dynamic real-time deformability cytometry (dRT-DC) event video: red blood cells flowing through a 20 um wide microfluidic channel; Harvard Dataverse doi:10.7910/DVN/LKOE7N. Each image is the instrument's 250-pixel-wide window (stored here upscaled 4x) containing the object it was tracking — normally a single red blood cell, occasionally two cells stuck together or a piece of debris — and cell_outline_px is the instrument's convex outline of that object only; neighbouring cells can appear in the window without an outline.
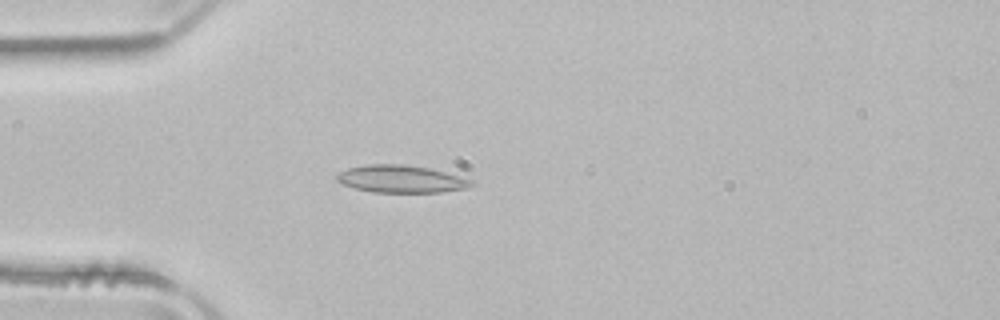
{"species": "common noctule bat (a hibernating species)", "species_latin": "Nyctalus noctula", "temperature_condition": "room temperature", "stored_images_in_passage": 50, "camera_frame_rate_fps": 3000, "um_per_image_px": 0.085, "animal": {"sex": "male", "body_mass_g": 21.5, "forearm_length_mm": 52.0}, "frame": {"image": 1, "passage_image": 13, "time_ms": 4.0, "image_size_px": [1000, 320], "cell_outline_px": [[472, 184], [468, 188], [440, 192], [372, 192], [340, 184], [336, 180], [336, 176], [340, 172], [348, 168], [364, 164], [400, 164], [428, 168], [444, 172], [472, 180]], "centroid_in_image_um": [34.03, 15.21], "position_along_channel_um": 51.0, "area_um2": 21.33}}
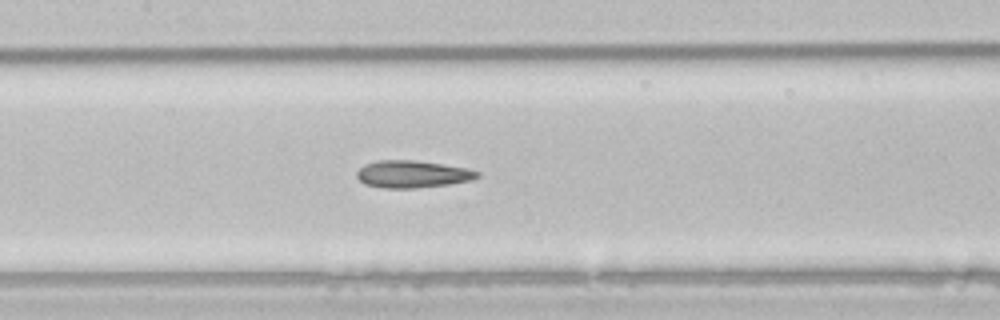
{"frame": {"image": 2, "passage_image": 23, "time_ms": 7.333, "image_size_px": [1000, 320], "cell_outline_px": [[480, 176], [472, 180], [448, 184], [416, 188], [384, 188], [364, 184], [356, 176], [356, 172], [364, 164], [380, 160], [412, 160], [468, 168], [480, 172]], "centroid_in_image_um": [35.05, 14.8], "position_along_channel_um": 172.4, "area_um2": 19.07}}
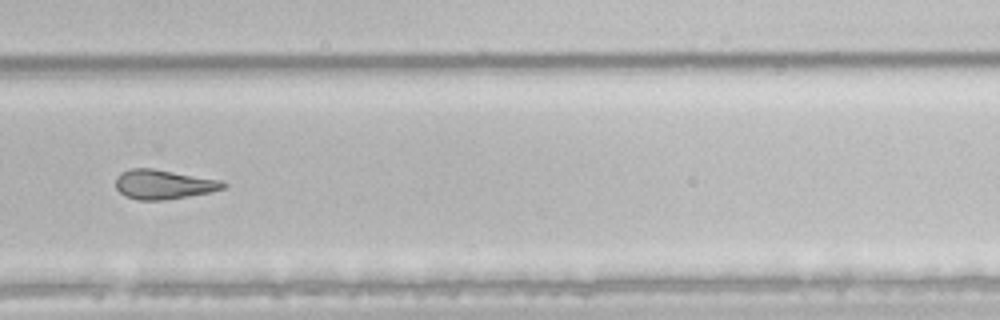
{"frame": {"image": 3, "passage_image": 34, "time_ms": 11.0, "image_size_px": [1000, 320], "cell_outline_px": [[228, 184], [224, 188], [212, 192], [164, 200], [136, 200], [124, 196], [116, 188], [116, 176], [120, 172], [132, 168], [152, 168], [220, 180]], "centroid_in_image_um": [13.87, 15.68], "position_along_channel_um": 315.9, "area_um2": 18.5}, "authors_computed_cell_mechanics": {"area_um2": 20.6057, "velocity_mm_per_s": 3.9406, "shape_relaxation_time_tau1_ms": null, "shape_relaxation_time_tau2_ms": 3.116, "deformation_change_tau1": null, "deformation_change_tau2": 0.1044}}